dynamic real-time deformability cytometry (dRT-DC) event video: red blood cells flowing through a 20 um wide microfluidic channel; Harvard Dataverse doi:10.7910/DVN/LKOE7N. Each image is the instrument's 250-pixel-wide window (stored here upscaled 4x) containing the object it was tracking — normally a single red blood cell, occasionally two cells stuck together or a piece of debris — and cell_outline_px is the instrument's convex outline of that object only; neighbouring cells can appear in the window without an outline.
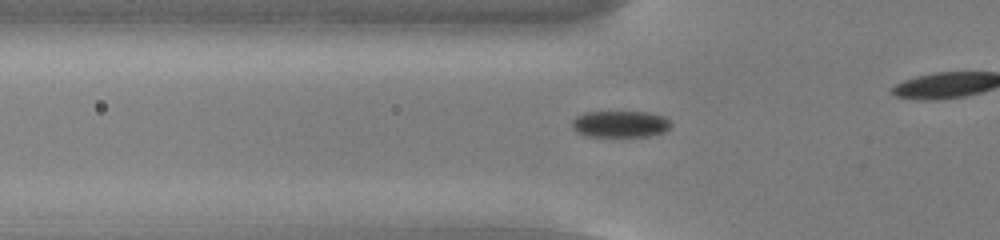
{"species": "common noctule bat (a hibernating species)", "species_latin": "Nyctalus noctula", "temperature_condition": "cold", "stored_images_in_passage": 29, "camera_frame_rate_fps": 3000, "um_per_image_px": 0.085, "animal": {"sex": "male", "body_mass_g": 13.0, "forearm_length_mm": 53.1}, "frame": {"image": 1, "passage_image": 3, "time_ms": 0.667, "image_size_px": [1000, 240], "cell_outline_px": [[672, 124], [664, 132], [648, 136], [588, 136], [576, 132], [572, 128], [572, 120], [576, 116], [584, 112], [648, 112], [664, 116]], "centroid_in_image_um": [52.7, 10.54], "position_along_channel_um": 73.1, "area_um2": 15.32}}
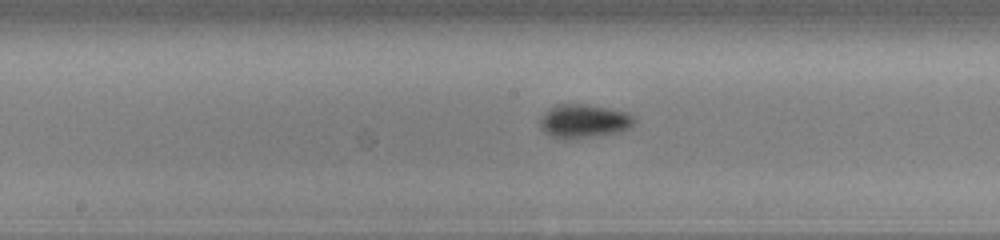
{"frame": {"image": 2, "passage_image": 13, "time_ms": 4.0, "image_size_px": [1000, 240], "cell_outline_px": [[636, 120], [628, 128], [620, 132], [600, 136], [568, 140], [564, 140], [552, 136], [544, 132], [540, 128], [540, 120], [544, 112], [548, 108], [556, 104], [584, 104], [608, 108], [628, 112], [636, 116]], "centroid_in_image_um": [49.63, 10.31], "position_along_channel_um": 198.6, "area_um2": 18.9}}
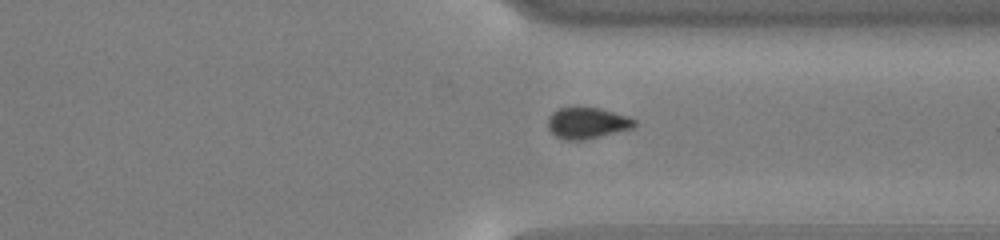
{"frame": {"image": 3, "passage_image": 26, "time_ms": 8.333, "image_size_px": [1000, 240], "cell_outline_px": [[636, 124], [632, 128], [584, 140], [564, 140], [556, 136], [548, 128], [548, 116], [552, 112], [560, 108], [600, 108], [628, 116], [636, 120]], "centroid_in_image_um": [49.9, 10.46], "position_along_channel_um": 361.5, "area_um2": 15.61}}